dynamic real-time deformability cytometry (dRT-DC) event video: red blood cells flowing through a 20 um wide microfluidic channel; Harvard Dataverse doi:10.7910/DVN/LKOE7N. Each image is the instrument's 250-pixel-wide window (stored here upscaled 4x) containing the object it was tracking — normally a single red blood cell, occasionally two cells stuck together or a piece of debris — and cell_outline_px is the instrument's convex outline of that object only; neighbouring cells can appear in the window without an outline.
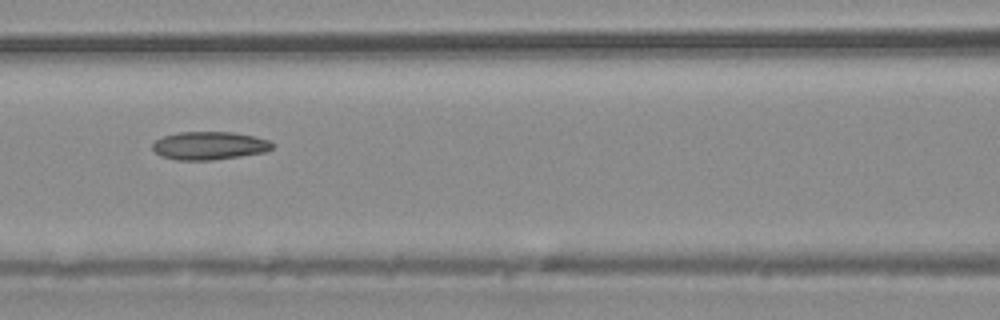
{"species": "common noctule bat (a hibernating species)", "species_latin": "Nyctalus noctula", "temperature_condition": "warm", "stored_images_in_passage": 5, "camera_frame_rate_fps": 3000, "um_per_image_px": 0.085, "animal": {"sex": "male", "body_mass_g": 20.4}, "frame": {"image": 1, "passage_image": 4, "time_ms": 4.667, "image_size_px": [1000, 320], "cell_outline_px": [[276, 144], [272, 148], [264, 152], [240, 156], [212, 160], [176, 160], [160, 156], [152, 148], [152, 144], [156, 140], [164, 136], [180, 132], [232, 132], [252, 136], [268, 140]], "centroid_in_image_um": [17.78, 12.38], "position_along_channel_um": 148.8, "area_um2": 19.54}}
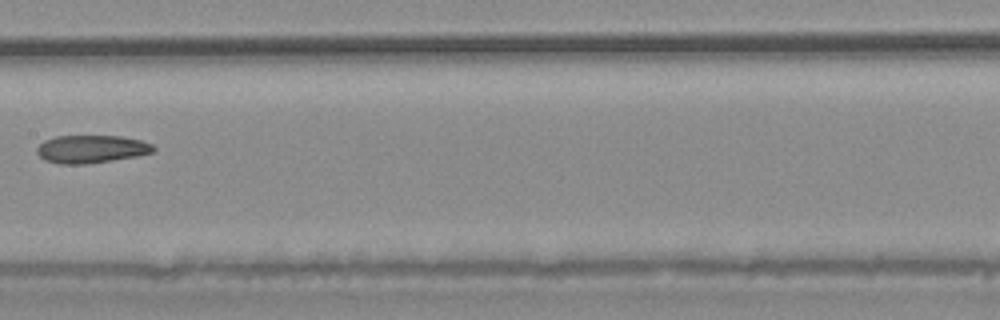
{"frame": {"image": 2, "passage_image": 5, "time_ms": 5.667, "image_size_px": [1000, 320], "cell_outline_px": [[156, 148], [152, 152], [136, 156], [88, 164], [60, 164], [44, 160], [36, 152], [36, 148], [44, 140], [56, 136], [120, 136], [140, 140], [152, 144]], "centroid_in_image_um": [7.73, 12.67], "position_along_channel_um": 199.7, "area_um2": 18.9}}